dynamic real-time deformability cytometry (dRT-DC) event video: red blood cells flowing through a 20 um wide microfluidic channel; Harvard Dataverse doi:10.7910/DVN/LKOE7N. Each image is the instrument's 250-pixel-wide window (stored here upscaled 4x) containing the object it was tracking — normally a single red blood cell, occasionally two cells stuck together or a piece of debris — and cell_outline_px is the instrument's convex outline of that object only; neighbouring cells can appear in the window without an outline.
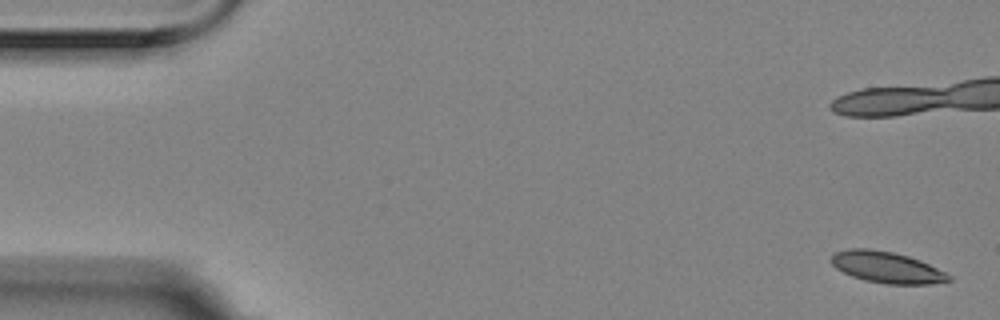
{"species": "Egyptian fruit bat (a non-hibernating species)", "species_latin": "Rousettus aegyptiacus", "temperature_condition": "room temperature", "stored_images_in_passage": 5, "camera_frame_rate_fps": 3000, "um_per_image_px": 0.085, "animal": {"sex": "female"}, "frame": {"image": 1, "passage_image": 1, "time_ms": 0.0, "image_size_px": [1000, 320], "cell_outline_px": [[952, 280], [932, 284], [884, 284], [864, 280], [852, 276], [836, 268], [828, 260], [836, 252], [848, 248], [868, 248], [892, 252], [908, 256], [920, 260], [952, 276]], "centroid_in_image_um": [75.36, 22.72], "position_along_channel_um": 9.6, "area_um2": 21.44}}
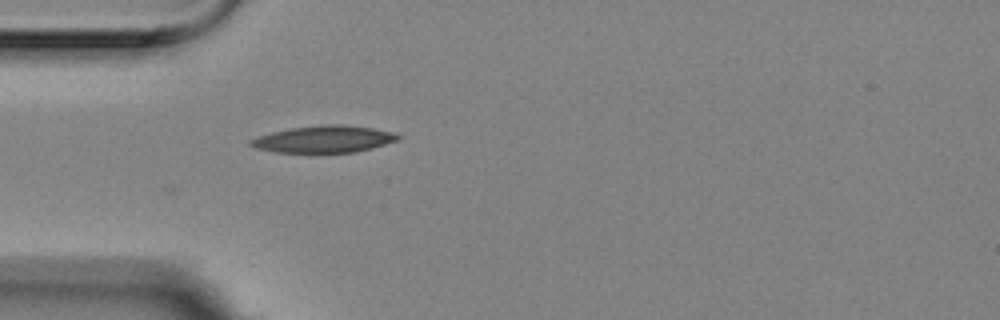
{"frame": {"image": 2, "passage_image": 5, "time_ms": 1.333, "image_size_px": [1000, 320], "cell_outline_px": [[400, 136], [396, 140], [372, 148], [356, 152], [276, 152], [256, 148], [248, 144], [248, 140], [272, 132], [292, 128], [324, 124], [340, 124], [372, 128], [396, 132]], "centroid_in_image_um": [27.53, 11.82], "position_along_channel_um": 57.5, "area_um2": 22.89}}